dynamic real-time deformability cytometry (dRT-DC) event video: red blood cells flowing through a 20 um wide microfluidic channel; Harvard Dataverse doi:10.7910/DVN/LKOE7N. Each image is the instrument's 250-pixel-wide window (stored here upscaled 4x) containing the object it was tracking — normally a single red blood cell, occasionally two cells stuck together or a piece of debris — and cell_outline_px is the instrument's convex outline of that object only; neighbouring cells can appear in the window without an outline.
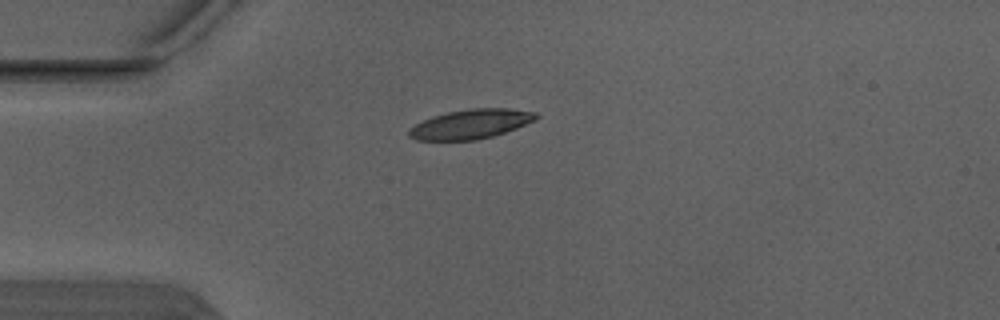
{"species": "Egyptian fruit bat (a non-hibernating species)", "species_latin": "Rousettus aegyptiacus", "temperature_condition": "warm", "stored_images_in_passage": 2, "camera_frame_rate_fps": 3000, "um_per_image_px": 0.085, "animal": {"sex": "male"}, "frame": {"image": 1, "passage_image": 1, "time_ms": 0.0, "image_size_px": [1000, 320], "cell_outline_px": [[540, 116], [536, 120], [516, 128], [492, 136], [476, 140], [416, 140], [408, 136], [408, 128], [432, 116], [448, 112], [472, 108], [508, 108], [536, 112]], "centroid_in_image_um": [40.02, 10.54], "position_along_channel_um": 45.0, "area_um2": 21.79}}